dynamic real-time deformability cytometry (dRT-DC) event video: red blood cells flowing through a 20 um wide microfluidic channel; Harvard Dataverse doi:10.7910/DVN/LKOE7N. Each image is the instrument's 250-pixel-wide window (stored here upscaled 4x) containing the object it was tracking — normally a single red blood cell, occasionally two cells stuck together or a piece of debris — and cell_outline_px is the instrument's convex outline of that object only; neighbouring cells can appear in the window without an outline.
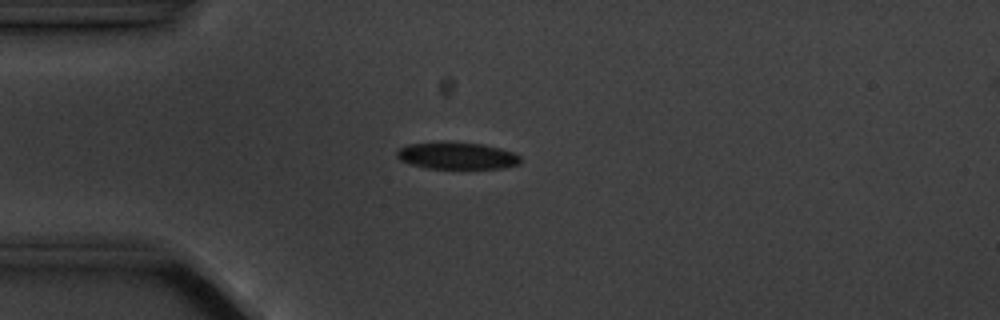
{"species": "common noctule bat (a hibernating species)", "species_latin": "Nyctalus noctula", "temperature_condition": "cold", "stored_images_in_passage": 9, "camera_frame_rate_fps": 3000, "um_per_image_px": 0.085, "animal": {"sex": "male", "body_mass_g": 20.1, "forearm_length_mm": 53.5}, "frame": {"image": 1, "passage_image": 3, "time_ms": 2.667, "image_size_px": [1000, 320], "cell_outline_px": [[520, 164], [504, 168], [428, 168], [412, 164], [400, 160], [396, 156], [396, 152], [400, 148], [408, 144], [440, 140], [484, 144], [516, 152], [520, 156]], "centroid_in_image_um": [38.85, 13.21], "position_along_channel_um": 46.1, "area_um2": 19.83}}